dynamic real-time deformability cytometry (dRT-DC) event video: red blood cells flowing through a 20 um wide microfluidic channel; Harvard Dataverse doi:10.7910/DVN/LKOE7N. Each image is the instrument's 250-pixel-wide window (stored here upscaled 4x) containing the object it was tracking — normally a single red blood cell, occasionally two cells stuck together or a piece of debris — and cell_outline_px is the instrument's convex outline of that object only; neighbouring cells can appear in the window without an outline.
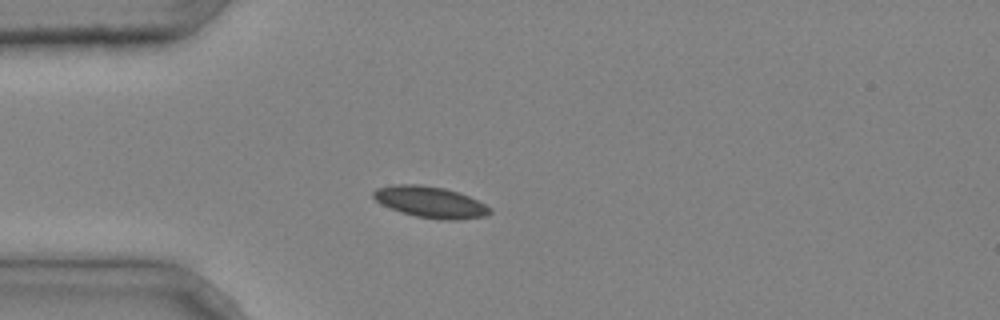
{"species": "common noctule bat (a hibernating species)", "species_latin": "Nyctalus noctula", "temperature_condition": "cold", "stored_images_in_passage": 3, "camera_frame_rate_fps": 3000, "um_per_image_px": 0.085, "animal": {"sex": "male", "body_mass_g": 20.4}, "frame": {"image": 1, "passage_image": 3, "time_ms": 0.667, "image_size_px": [1000, 320], "cell_outline_px": [[492, 212], [488, 216], [460, 220], [440, 220], [416, 216], [400, 212], [380, 204], [372, 196], [372, 192], [376, 188], [392, 184], [416, 184], [444, 188], [460, 192], [492, 208]], "centroid_in_image_um": [36.58, 17.18], "position_along_channel_um": 48.4, "area_um2": 21.5}}